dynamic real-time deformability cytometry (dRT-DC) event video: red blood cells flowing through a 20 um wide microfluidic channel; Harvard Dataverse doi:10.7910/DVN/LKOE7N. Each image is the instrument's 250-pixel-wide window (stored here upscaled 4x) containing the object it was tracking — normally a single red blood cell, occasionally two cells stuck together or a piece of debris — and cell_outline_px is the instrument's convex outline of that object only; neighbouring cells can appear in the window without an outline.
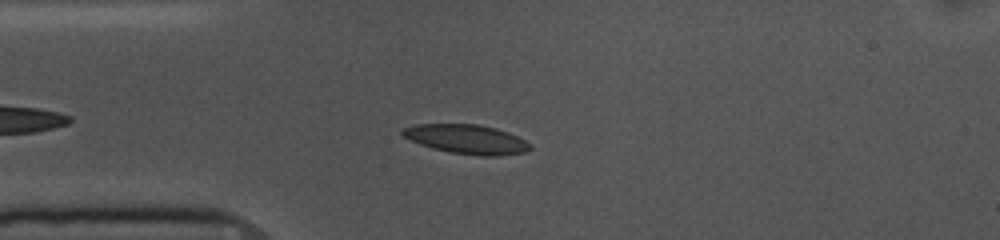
{"species": "common noctule bat (a hibernating species)", "species_latin": "Nyctalus noctula", "temperature_condition": "cold", "stored_images_in_passage": 36, "camera_frame_rate_fps": 3000, "um_per_image_px": 0.085, "animal": {"sex": "female", "body_mass_g": 10.0, "forearm_length_mm": 53.1}, "frame": {"image": 1, "passage_image": 7, "time_ms": 2.0, "image_size_px": [1000, 240], "cell_outline_px": [[532, 148], [524, 152], [496, 156], [480, 156], [452, 152], [432, 148], [420, 144], [404, 136], [400, 132], [404, 128], [412, 124], [476, 124], [496, 128], [508, 132], [532, 144]], "centroid_in_image_um": [39.67, 11.83], "position_along_channel_um": 45.3, "area_um2": 21.62}}
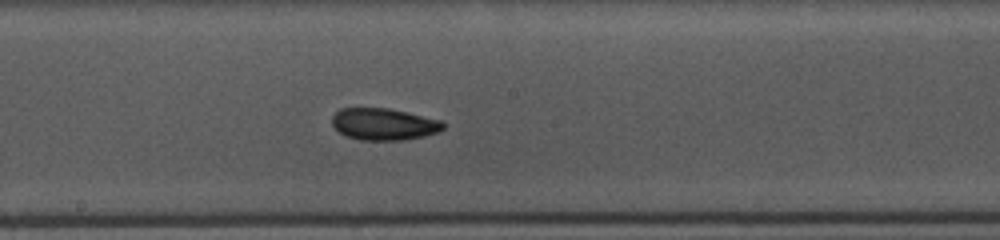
{"frame": {"image": 2, "passage_image": 22, "time_ms": 7.0, "image_size_px": [1000, 240], "cell_outline_px": [[444, 128], [440, 132], [424, 136], [404, 140], [360, 140], [344, 136], [332, 124], [332, 116], [340, 108], [388, 108], [408, 112], [440, 120], [444, 124]], "centroid_in_image_um": [32.62, 10.56], "position_along_channel_um": 215.6, "area_um2": 20.75}}
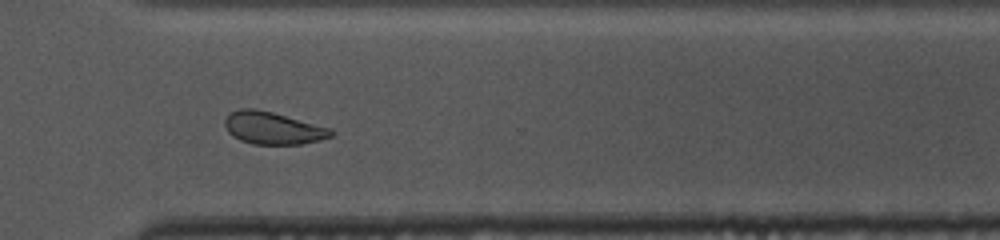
{"frame": {"image": 3, "passage_image": 33, "time_ms": 10.667, "image_size_px": [1000, 240], "cell_outline_px": [[336, 132], [332, 136], [320, 140], [300, 144], [252, 144], [240, 140], [232, 136], [228, 132], [224, 124], [224, 120], [232, 112], [240, 108], [256, 108], [272, 112], [332, 128]], "centroid_in_image_um": [23.21, 10.89], "position_along_channel_um": 347.4, "area_um2": 20.11}, "authors_computed_cell_mechanics": {"area_um2": 20.6346, "velocity_mm_per_s": 3.5992, "shape_relaxation_time_tau1_ms": 5.0765, "shape_relaxation_time_tau2_ms": 3.858, "deformation_change_tau1": 0.1014, "deformation_change_tau2": 0.0895}}